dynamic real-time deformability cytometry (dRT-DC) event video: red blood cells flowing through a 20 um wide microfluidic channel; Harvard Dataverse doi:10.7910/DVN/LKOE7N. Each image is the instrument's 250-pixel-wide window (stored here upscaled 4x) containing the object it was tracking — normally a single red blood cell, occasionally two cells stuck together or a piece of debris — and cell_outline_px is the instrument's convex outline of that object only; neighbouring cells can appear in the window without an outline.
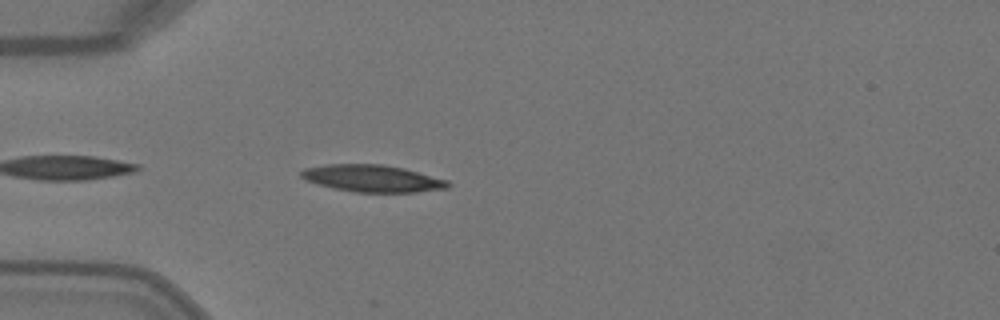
{"species": "Egyptian fruit bat (a non-hibernating species)", "species_latin": "Rousettus aegyptiacus", "temperature_condition": "warm", "stored_images_in_passage": 4, "camera_frame_rate_fps": 3000, "um_per_image_px": 0.085, "animal": {"sex": "female"}, "frame": {"image": 1, "passage_image": 4, "time_ms": 1.0, "image_size_px": [1000, 320], "cell_outline_px": [[452, 184], [448, 188], [416, 192], [356, 192], [332, 188], [316, 184], [304, 180], [300, 176], [300, 172], [304, 168], [324, 164], [384, 164], [404, 168], [448, 180]], "centroid_in_image_um": [31.63, 15.16], "position_along_channel_um": 53.4, "area_um2": 23.35}}